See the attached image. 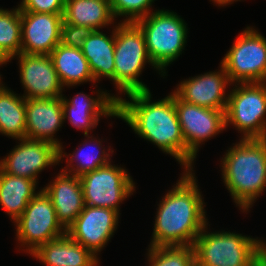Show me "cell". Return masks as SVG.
I'll use <instances>...</instances> for the list:
<instances>
[{
  "instance_id": "6da1fadb",
  "label": "cell",
  "mask_w": 266,
  "mask_h": 266,
  "mask_svg": "<svg viewBox=\"0 0 266 266\" xmlns=\"http://www.w3.org/2000/svg\"><path fill=\"white\" fill-rule=\"evenodd\" d=\"M125 95L130 101L117 96V118L129 124L139 137L173 156L186 170V144L175 109L174 92L156 102L151 101L150 90Z\"/></svg>"
},
{
  "instance_id": "7a4b0ae2",
  "label": "cell",
  "mask_w": 266,
  "mask_h": 266,
  "mask_svg": "<svg viewBox=\"0 0 266 266\" xmlns=\"http://www.w3.org/2000/svg\"><path fill=\"white\" fill-rule=\"evenodd\" d=\"M183 176L158 204L150 246H193L208 225L205 205L192 170Z\"/></svg>"
},
{
  "instance_id": "3957f363",
  "label": "cell",
  "mask_w": 266,
  "mask_h": 266,
  "mask_svg": "<svg viewBox=\"0 0 266 266\" xmlns=\"http://www.w3.org/2000/svg\"><path fill=\"white\" fill-rule=\"evenodd\" d=\"M221 162L224 185L235 204L248 211L266 187V139L241 138Z\"/></svg>"
},
{
  "instance_id": "277c9868",
  "label": "cell",
  "mask_w": 266,
  "mask_h": 266,
  "mask_svg": "<svg viewBox=\"0 0 266 266\" xmlns=\"http://www.w3.org/2000/svg\"><path fill=\"white\" fill-rule=\"evenodd\" d=\"M205 226L196 238L195 266H252L265 252L266 243L231 232H207Z\"/></svg>"
},
{
  "instance_id": "5b68a950",
  "label": "cell",
  "mask_w": 266,
  "mask_h": 266,
  "mask_svg": "<svg viewBox=\"0 0 266 266\" xmlns=\"http://www.w3.org/2000/svg\"><path fill=\"white\" fill-rule=\"evenodd\" d=\"M135 23L144 34L152 63L161 71V76H165V68L180 56L187 43V24L169 10L152 11Z\"/></svg>"
},
{
  "instance_id": "8992f818",
  "label": "cell",
  "mask_w": 266,
  "mask_h": 266,
  "mask_svg": "<svg viewBox=\"0 0 266 266\" xmlns=\"http://www.w3.org/2000/svg\"><path fill=\"white\" fill-rule=\"evenodd\" d=\"M152 63L147 52L144 34L135 22H122L115 26L114 84L124 94L148 91L139 76L146 63Z\"/></svg>"
},
{
  "instance_id": "52a82bcc",
  "label": "cell",
  "mask_w": 266,
  "mask_h": 266,
  "mask_svg": "<svg viewBox=\"0 0 266 266\" xmlns=\"http://www.w3.org/2000/svg\"><path fill=\"white\" fill-rule=\"evenodd\" d=\"M237 85L228 95L226 127L233 124L243 139H266V82Z\"/></svg>"
},
{
  "instance_id": "ba28073f",
  "label": "cell",
  "mask_w": 266,
  "mask_h": 266,
  "mask_svg": "<svg viewBox=\"0 0 266 266\" xmlns=\"http://www.w3.org/2000/svg\"><path fill=\"white\" fill-rule=\"evenodd\" d=\"M238 36L220 63L230 82H266V38L249 26Z\"/></svg>"
},
{
  "instance_id": "9c48e42d",
  "label": "cell",
  "mask_w": 266,
  "mask_h": 266,
  "mask_svg": "<svg viewBox=\"0 0 266 266\" xmlns=\"http://www.w3.org/2000/svg\"><path fill=\"white\" fill-rule=\"evenodd\" d=\"M14 223L17 226L16 237L29 254L46 242L66 233L57 220L51 199L42 189L32 198L23 214Z\"/></svg>"
},
{
  "instance_id": "30bf717a",
  "label": "cell",
  "mask_w": 266,
  "mask_h": 266,
  "mask_svg": "<svg viewBox=\"0 0 266 266\" xmlns=\"http://www.w3.org/2000/svg\"><path fill=\"white\" fill-rule=\"evenodd\" d=\"M178 121L186 144V170H193L200 144L226 129L225 109L186 103L174 93Z\"/></svg>"
},
{
  "instance_id": "8fae6325",
  "label": "cell",
  "mask_w": 266,
  "mask_h": 266,
  "mask_svg": "<svg viewBox=\"0 0 266 266\" xmlns=\"http://www.w3.org/2000/svg\"><path fill=\"white\" fill-rule=\"evenodd\" d=\"M86 206L102 207L120 211V202L135 191V183L121 167L107 165L80 177Z\"/></svg>"
},
{
  "instance_id": "7c38bea8",
  "label": "cell",
  "mask_w": 266,
  "mask_h": 266,
  "mask_svg": "<svg viewBox=\"0 0 266 266\" xmlns=\"http://www.w3.org/2000/svg\"><path fill=\"white\" fill-rule=\"evenodd\" d=\"M20 143L0 160V168L12 176L26 177L38 182V173L59 164V147L51 142L19 139Z\"/></svg>"
},
{
  "instance_id": "4fadbf2b",
  "label": "cell",
  "mask_w": 266,
  "mask_h": 266,
  "mask_svg": "<svg viewBox=\"0 0 266 266\" xmlns=\"http://www.w3.org/2000/svg\"><path fill=\"white\" fill-rule=\"evenodd\" d=\"M118 220L115 210L85 205L66 233L97 257L115 233Z\"/></svg>"
},
{
  "instance_id": "5bb4252c",
  "label": "cell",
  "mask_w": 266,
  "mask_h": 266,
  "mask_svg": "<svg viewBox=\"0 0 266 266\" xmlns=\"http://www.w3.org/2000/svg\"><path fill=\"white\" fill-rule=\"evenodd\" d=\"M20 82L25 89V99L63 97V85L50 55L20 53L17 55Z\"/></svg>"
},
{
  "instance_id": "9a60e30c",
  "label": "cell",
  "mask_w": 266,
  "mask_h": 266,
  "mask_svg": "<svg viewBox=\"0 0 266 266\" xmlns=\"http://www.w3.org/2000/svg\"><path fill=\"white\" fill-rule=\"evenodd\" d=\"M63 14L21 11V53L50 55L61 43Z\"/></svg>"
},
{
  "instance_id": "2e32d148",
  "label": "cell",
  "mask_w": 266,
  "mask_h": 266,
  "mask_svg": "<svg viewBox=\"0 0 266 266\" xmlns=\"http://www.w3.org/2000/svg\"><path fill=\"white\" fill-rule=\"evenodd\" d=\"M219 71L207 72L181 81L174 93L184 102L210 109H226V85L232 84L223 65Z\"/></svg>"
},
{
  "instance_id": "e0dca14e",
  "label": "cell",
  "mask_w": 266,
  "mask_h": 266,
  "mask_svg": "<svg viewBox=\"0 0 266 266\" xmlns=\"http://www.w3.org/2000/svg\"><path fill=\"white\" fill-rule=\"evenodd\" d=\"M117 100L107 91H99L97 98L84 93H77L72 99L62 97L63 117L72 126L84 130V135L98 125L100 117H117Z\"/></svg>"
},
{
  "instance_id": "ac0fdd59",
  "label": "cell",
  "mask_w": 266,
  "mask_h": 266,
  "mask_svg": "<svg viewBox=\"0 0 266 266\" xmlns=\"http://www.w3.org/2000/svg\"><path fill=\"white\" fill-rule=\"evenodd\" d=\"M25 119V138L48 141L62 147V143L53 138L64 122L62 97L26 99Z\"/></svg>"
},
{
  "instance_id": "d6986e66",
  "label": "cell",
  "mask_w": 266,
  "mask_h": 266,
  "mask_svg": "<svg viewBox=\"0 0 266 266\" xmlns=\"http://www.w3.org/2000/svg\"><path fill=\"white\" fill-rule=\"evenodd\" d=\"M42 190L51 199L57 220L67 230L85 207L80 177L61 171Z\"/></svg>"
},
{
  "instance_id": "ffe728a7",
  "label": "cell",
  "mask_w": 266,
  "mask_h": 266,
  "mask_svg": "<svg viewBox=\"0 0 266 266\" xmlns=\"http://www.w3.org/2000/svg\"><path fill=\"white\" fill-rule=\"evenodd\" d=\"M31 256L46 266H98L99 259L67 233L38 247Z\"/></svg>"
},
{
  "instance_id": "44dd1931",
  "label": "cell",
  "mask_w": 266,
  "mask_h": 266,
  "mask_svg": "<svg viewBox=\"0 0 266 266\" xmlns=\"http://www.w3.org/2000/svg\"><path fill=\"white\" fill-rule=\"evenodd\" d=\"M81 51L89 63L95 83L102 77L114 83L115 28L110 37L100 30H93L85 39Z\"/></svg>"
},
{
  "instance_id": "7402d4cb",
  "label": "cell",
  "mask_w": 266,
  "mask_h": 266,
  "mask_svg": "<svg viewBox=\"0 0 266 266\" xmlns=\"http://www.w3.org/2000/svg\"><path fill=\"white\" fill-rule=\"evenodd\" d=\"M113 20L110 0H65L63 23L100 30Z\"/></svg>"
},
{
  "instance_id": "603a6c76",
  "label": "cell",
  "mask_w": 266,
  "mask_h": 266,
  "mask_svg": "<svg viewBox=\"0 0 266 266\" xmlns=\"http://www.w3.org/2000/svg\"><path fill=\"white\" fill-rule=\"evenodd\" d=\"M54 68L62 85L76 86L83 82H95L89 63L81 49L59 43L50 53Z\"/></svg>"
},
{
  "instance_id": "cb8c5ba5",
  "label": "cell",
  "mask_w": 266,
  "mask_h": 266,
  "mask_svg": "<svg viewBox=\"0 0 266 266\" xmlns=\"http://www.w3.org/2000/svg\"><path fill=\"white\" fill-rule=\"evenodd\" d=\"M37 183L26 177L12 176L0 168V205L15 222L38 193Z\"/></svg>"
},
{
  "instance_id": "d4e9b609",
  "label": "cell",
  "mask_w": 266,
  "mask_h": 266,
  "mask_svg": "<svg viewBox=\"0 0 266 266\" xmlns=\"http://www.w3.org/2000/svg\"><path fill=\"white\" fill-rule=\"evenodd\" d=\"M26 99L0 84V133L17 139L26 135Z\"/></svg>"
},
{
  "instance_id": "484cf974",
  "label": "cell",
  "mask_w": 266,
  "mask_h": 266,
  "mask_svg": "<svg viewBox=\"0 0 266 266\" xmlns=\"http://www.w3.org/2000/svg\"><path fill=\"white\" fill-rule=\"evenodd\" d=\"M86 137H88L87 140H89V138H91V140H89V142L91 144L93 143L94 147H96L97 150L93 149V151L91 153L90 152L87 153V151H85V153H84L83 147L82 148L79 147V148H76L77 152L74 151L72 155L68 154L69 155L68 156L67 153L65 154L63 152V147H60L59 148V161H61L62 158L65 156H67V159H68V157L70 158L69 161H66L68 164H67L66 168H62V171L66 172L68 174H71V175H75L77 177H81L82 175L89 173V172H92L93 170H96L97 168L102 167L104 165H107L108 163L111 162L110 161V154H109L110 148L107 150L108 151V153H107L106 150H104L105 149L104 147H103V149H101L102 145H101L100 139L97 141V138L94 139V138H92V136L89 137V135H86ZM98 149H100V151ZM74 160L77 161V163L75 165L72 163ZM67 169H68V171H67Z\"/></svg>"
},
{
  "instance_id": "4316f807",
  "label": "cell",
  "mask_w": 266,
  "mask_h": 266,
  "mask_svg": "<svg viewBox=\"0 0 266 266\" xmlns=\"http://www.w3.org/2000/svg\"><path fill=\"white\" fill-rule=\"evenodd\" d=\"M21 53V11L0 8V58L7 64Z\"/></svg>"
},
{
  "instance_id": "83f0119b",
  "label": "cell",
  "mask_w": 266,
  "mask_h": 266,
  "mask_svg": "<svg viewBox=\"0 0 266 266\" xmlns=\"http://www.w3.org/2000/svg\"><path fill=\"white\" fill-rule=\"evenodd\" d=\"M149 266H195L193 246H162L148 249Z\"/></svg>"
},
{
  "instance_id": "f1b7e54d",
  "label": "cell",
  "mask_w": 266,
  "mask_h": 266,
  "mask_svg": "<svg viewBox=\"0 0 266 266\" xmlns=\"http://www.w3.org/2000/svg\"><path fill=\"white\" fill-rule=\"evenodd\" d=\"M155 0H110L115 18L126 17L123 22H135L151 13L150 7Z\"/></svg>"
},
{
  "instance_id": "f546056e",
  "label": "cell",
  "mask_w": 266,
  "mask_h": 266,
  "mask_svg": "<svg viewBox=\"0 0 266 266\" xmlns=\"http://www.w3.org/2000/svg\"><path fill=\"white\" fill-rule=\"evenodd\" d=\"M92 29L87 26H76L62 23L61 43L68 47L81 49L85 39L92 33Z\"/></svg>"
},
{
  "instance_id": "4dcf8cb0",
  "label": "cell",
  "mask_w": 266,
  "mask_h": 266,
  "mask_svg": "<svg viewBox=\"0 0 266 266\" xmlns=\"http://www.w3.org/2000/svg\"><path fill=\"white\" fill-rule=\"evenodd\" d=\"M65 0H22L18 5L20 11L63 14Z\"/></svg>"
},
{
  "instance_id": "1f68e13d",
  "label": "cell",
  "mask_w": 266,
  "mask_h": 266,
  "mask_svg": "<svg viewBox=\"0 0 266 266\" xmlns=\"http://www.w3.org/2000/svg\"><path fill=\"white\" fill-rule=\"evenodd\" d=\"M252 266H266V250L265 252L253 263Z\"/></svg>"
},
{
  "instance_id": "d6a6232c",
  "label": "cell",
  "mask_w": 266,
  "mask_h": 266,
  "mask_svg": "<svg viewBox=\"0 0 266 266\" xmlns=\"http://www.w3.org/2000/svg\"><path fill=\"white\" fill-rule=\"evenodd\" d=\"M211 1H213L216 4H218V6H225V5L232 4L234 1L236 2L238 0H211Z\"/></svg>"
},
{
  "instance_id": "836d02e7",
  "label": "cell",
  "mask_w": 266,
  "mask_h": 266,
  "mask_svg": "<svg viewBox=\"0 0 266 266\" xmlns=\"http://www.w3.org/2000/svg\"><path fill=\"white\" fill-rule=\"evenodd\" d=\"M3 64H6V63L0 58V66H2ZM0 84H2V82H1V76H0Z\"/></svg>"
}]
</instances>
